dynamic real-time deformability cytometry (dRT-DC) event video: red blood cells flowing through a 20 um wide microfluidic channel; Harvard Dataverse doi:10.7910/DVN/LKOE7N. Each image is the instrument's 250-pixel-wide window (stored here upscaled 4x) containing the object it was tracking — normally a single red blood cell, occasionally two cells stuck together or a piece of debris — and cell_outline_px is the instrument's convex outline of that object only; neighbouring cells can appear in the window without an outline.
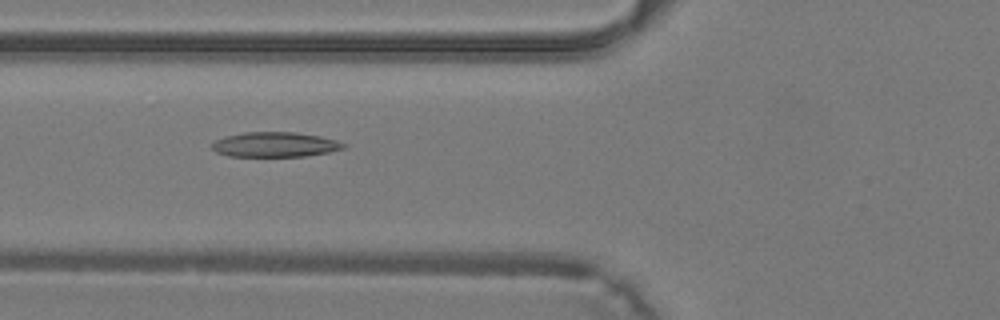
{"species": "common noctule bat (a hibernating species)", "species_latin": "Nyctalus noctula", "temperature_condition": "warm", "stored_images_in_passage": 42, "camera_frame_rate_fps": 3000, "um_per_image_px": 0.085, "animal": {"sex": "male", "body_mass_g": 19.2, "forearm_length_mm": 51.8}, "frame": {"image": 1, "passage_image": 17, "time_ms": 5.333, "image_size_px": [1000, 320], "cell_outline_px": [[348, 144], [344, 148], [328, 152], [304, 156], [228, 156], [216, 152], [212, 148], [212, 144], [216, 140], [224, 136], [244, 132], [296, 132], [320, 136], [336, 140]], "centroid_in_image_um": [23.38, 12.28], "position_along_channel_um": 102.4, "area_um2": 19.07}}
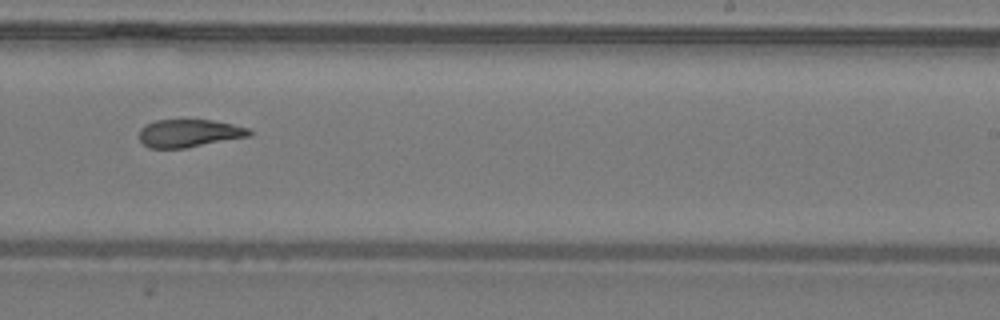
{"frame": {"image": 2, "passage_image": 27, "time_ms": 8.667, "image_size_px": [1000, 320], "cell_outline_px": [[252, 136], [184, 148], [148, 148], [140, 140], [140, 128], [144, 124], [156, 120], [212, 120], [232, 124], [248, 128], [252, 132]], "centroid_in_image_um": [16.07, 11.32], "position_along_channel_um": 272.9, "area_um2": 17.86}}
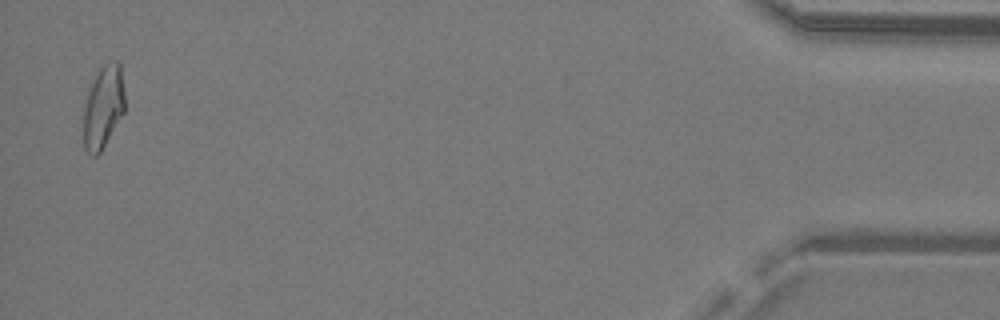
{"frame": {"image": 3, "passage_image": 41, "time_ms": 13.333, "image_size_px": [1000, 320], "cell_outline_px": [[124, 112], [100, 152], [96, 156], [92, 156], [84, 148], [84, 108], [88, 92], [96, 72], [104, 64], [116, 60], [120, 60], [124, 92]], "centroid_in_image_um": [8.78, 9.06], "position_along_channel_um": 426.4, "area_um2": 19.77}}